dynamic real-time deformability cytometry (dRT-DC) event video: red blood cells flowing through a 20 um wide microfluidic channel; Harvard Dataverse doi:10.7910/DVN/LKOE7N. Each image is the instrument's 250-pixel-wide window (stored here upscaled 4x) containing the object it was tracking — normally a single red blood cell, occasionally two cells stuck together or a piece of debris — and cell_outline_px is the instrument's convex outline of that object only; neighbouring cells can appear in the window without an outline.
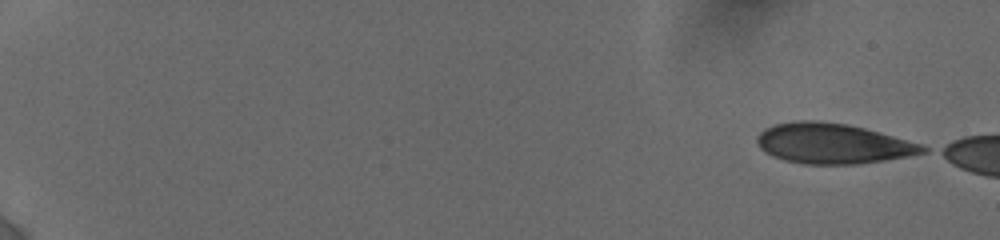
{"species": "human", "species_latin": "Homo sapiens", "temperature_condition": "cold", "stored_images_in_passage": 19, "camera_frame_rate_fps": 3000, "um_per_image_px": 0.085, "donor": {"sex": "female"}, "frame": {"image": 1, "passage_image": 1, "time_ms": 0.0, "image_size_px": [1000, 240], "cell_outline_px": [[928, 152], [908, 156], [884, 160], [856, 164], [804, 164], [784, 160], [772, 156], [760, 148], [756, 140], [756, 136], [764, 128], [776, 124], [796, 120], [816, 120], [848, 124], [864, 128], [920, 144], [928, 148]], "centroid_in_image_um": [70.74, 12.2], "position_along_channel_um": 14.3, "area_um2": 38.73}}